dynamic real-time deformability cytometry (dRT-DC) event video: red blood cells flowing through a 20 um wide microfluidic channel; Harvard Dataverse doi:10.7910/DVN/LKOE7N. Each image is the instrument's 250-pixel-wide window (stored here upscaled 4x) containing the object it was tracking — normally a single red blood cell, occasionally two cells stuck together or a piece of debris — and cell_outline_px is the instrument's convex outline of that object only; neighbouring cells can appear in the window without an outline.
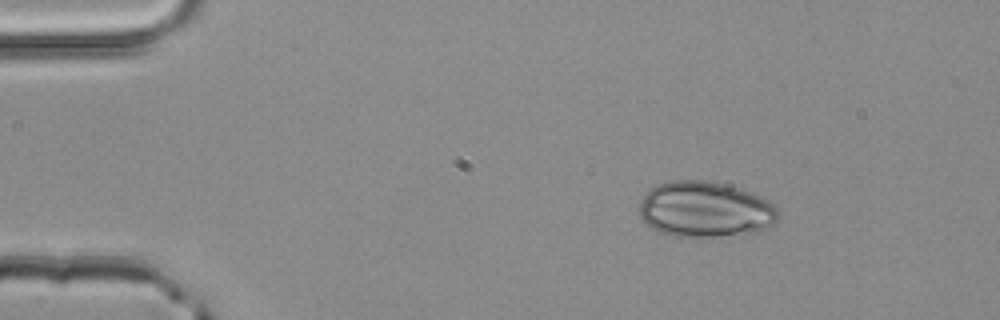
{"species": "common noctule bat (a hibernating species)", "species_latin": "Nyctalus noctula", "temperature_condition": "room temperature", "stored_images_in_passage": 2, "camera_frame_rate_fps": 3000, "um_per_image_px": 0.085, "animal": {"sex": "male", "body_mass_g": 20.4}, "frame": {"image": 1, "passage_image": 1, "time_ms": 0.0, "image_size_px": [1000, 320], "cell_outline_px": [[780, 216], [772, 224], [756, 232], [716, 236], [672, 236], [660, 232], [652, 228], [640, 216], [640, 200], [644, 192], [660, 184], [672, 180], [704, 180], [724, 184], [760, 196], [768, 200], [780, 212]], "centroid_in_image_um": [59.92, 17.8], "position_along_channel_um": 25.1, "area_um2": 44.74}}